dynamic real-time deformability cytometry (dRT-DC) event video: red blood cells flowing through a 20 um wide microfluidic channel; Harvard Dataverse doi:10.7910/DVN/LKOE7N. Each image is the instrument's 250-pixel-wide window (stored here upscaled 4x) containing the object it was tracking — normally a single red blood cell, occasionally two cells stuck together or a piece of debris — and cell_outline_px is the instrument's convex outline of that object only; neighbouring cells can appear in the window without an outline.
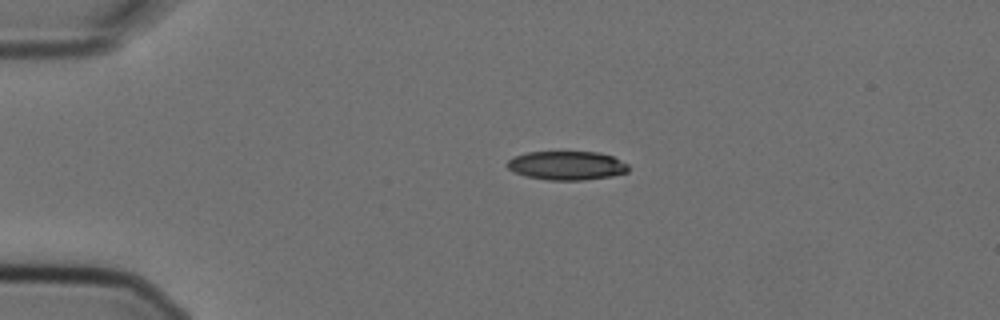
{"species": "Egyptian fruit bat (a non-hibernating species)", "species_latin": "Rousettus aegyptiacus", "temperature_condition": "cold", "stored_images_in_passage": 1, "camera_frame_rate_fps": 3000, "um_per_image_px": 0.085, "animal": {"sex": "female"}, "frame": {"image": 1, "passage_image": 1, "time_ms": 0.0, "image_size_px": [1000, 320], "cell_outline_px": [[628, 172], [612, 176], [584, 180], [548, 180], [524, 176], [508, 168], [504, 164], [512, 156], [528, 152], [600, 152], [612, 156], [628, 164]], "centroid_in_image_um": [48.15, 14.07], "position_along_channel_um": 36.8, "area_um2": 20.52}}